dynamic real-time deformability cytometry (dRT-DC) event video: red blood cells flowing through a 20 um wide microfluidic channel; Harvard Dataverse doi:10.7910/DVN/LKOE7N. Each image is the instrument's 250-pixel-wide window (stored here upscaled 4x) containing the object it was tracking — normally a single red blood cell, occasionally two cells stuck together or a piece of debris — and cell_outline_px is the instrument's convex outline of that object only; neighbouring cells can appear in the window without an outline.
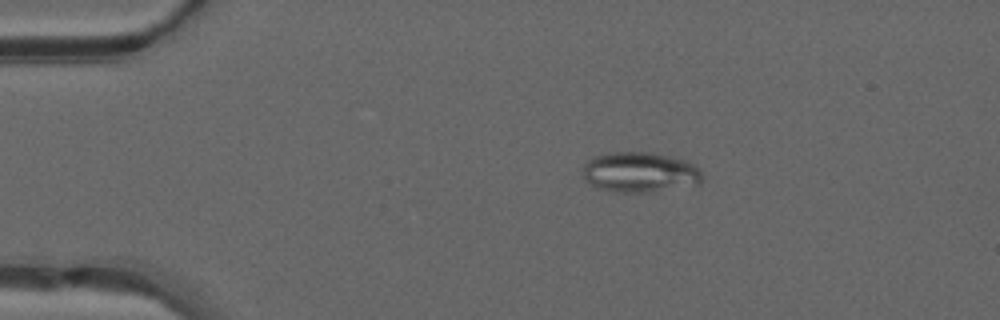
{"species": "common noctule bat (a hibernating species)", "species_latin": "Nyctalus noctula", "temperature_condition": "warm", "stored_images_in_passage": 4, "camera_frame_rate_fps": 3000, "um_per_image_px": 0.085, "animal": {"sex": "male", "forearm_length_mm": 52.5}, "frame": {"image": 1, "passage_image": 1, "time_ms": 0.0, "image_size_px": [1000, 320], "cell_outline_px": [[704, 176], [700, 184], [648, 192], [620, 192], [600, 188], [584, 180], [584, 164], [588, 160], [596, 156], [608, 152], [652, 152], [684, 160], [692, 164]], "centroid_in_image_um": [54.39, 14.63], "position_along_channel_um": 30.6, "area_um2": 27.74}}